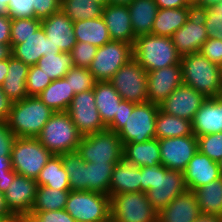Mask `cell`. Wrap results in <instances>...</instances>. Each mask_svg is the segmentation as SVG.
Masks as SVG:
<instances>
[{
	"mask_svg": "<svg viewBox=\"0 0 222 222\" xmlns=\"http://www.w3.org/2000/svg\"><path fill=\"white\" fill-rule=\"evenodd\" d=\"M15 173H7V177L0 178V192L5 193L8 186L13 182Z\"/></svg>",
	"mask_w": 222,
	"mask_h": 222,
	"instance_id": "obj_59",
	"label": "cell"
},
{
	"mask_svg": "<svg viewBox=\"0 0 222 222\" xmlns=\"http://www.w3.org/2000/svg\"><path fill=\"white\" fill-rule=\"evenodd\" d=\"M13 103L0 85V122H7Z\"/></svg>",
	"mask_w": 222,
	"mask_h": 222,
	"instance_id": "obj_54",
	"label": "cell"
},
{
	"mask_svg": "<svg viewBox=\"0 0 222 222\" xmlns=\"http://www.w3.org/2000/svg\"><path fill=\"white\" fill-rule=\"evenodd\" d=\"M97 49L98 47L90 43L77 42L70 52L74 66L89 68L96 55Z\"/></svg>",
	"mask_w": 222,
	"mask_h": 222,
	"instance_id": "obj_45",
	"label": "cell"
},
{
	"mask_svg": "<svg viewBox=\"0 0 222 222\" xmlns=\"http://www.w3.org/2000/svg\"><path fill=\"white\" fill-rule=\"evenodd\" d=\"M36 65L52 81L64 78L67 72L74 66L70 52L45 55L38 60Z\"/></svg>",
	"mask_w": 222,
	"mask_h": 222,
	"instance_id": "obj_40",
	"label": "cell"
},
{
	"mask_svg": "<svg viewBox=\"0 0 222 222\" xmlns=\"http://www.w3.org/2000/svg\"><path fill=\"white\" fill-rule=\"evenodd\" d=\"M29 67V65L16 59L13 55L8 58V73L1 86L5 94L13 102L21 101L28 96L26 80Z\"/></svg>",
	"mask_w": 222,
	"mask_h": 222,
	"instance_id": "obj_27",
	"label": "cell"
},
{
	"mask_svg": "<svg viewBox=\"0 0 222 222\" xmlns=\"http://www.w3.org/2000/svg\"><path fill=\"white\" fill-rule=\"evenodd\" d=\"M208 38L204 21L195 11L186 23L171 36L172 42L181 56L199 52Z\"/></svg>",
	"mask_w": 222,
	"mask_h": 222,
	"instance_id": "obj_18",
	"label": "cell"
},
{
	"mask_svg": "<svg viewBox=\"0 0 222 222\" xmlns=\"http://www.w3.org/2000/svg\"><path fill=\"white\" fill-rule=\"evenodd\" d=\"M33 7L34 17L43 20L61 10V0H33Z\"/></svg>",
	"mask_w": 222,
	"mask_h": 222,
	"instance_id": "obj_48",
	"label": "cell"
},
{
	"mask_svg": "<svg viewBox=\"0 0 222 222\" xmlns=\"http://www.w3.org/2000/svg\"><path fill=\"white\" fill-rule=\"evenodd\" d=\"M183 174L187 190L193 192L222 177L219 163L202 154L199 150L189 161Z\"/></svg>",
	"mask_w": 222,
	"mask_h": 222,
	"instance_id": "obj_19",
	"label": "cell"
},
{
	"mask_svg": "<svg viewBox=\"0 0 222 222\" xmlns=\"http://www.w3.org/2000/svg\"><path fill=\"white\" fill-rule=\"evenodd\" d=\"M141 192H145L151 206L159 212L176 196L187 190L182 171L169 170L162 164L141 167Z\"/></svg>",
	"mask_w": 222,
	"mask_h": 222,
	"instance_id": "obj_1",
	"label": "cell"
},
{
	"mask_svg": "<svg viewBox=\"0 0 222 222\" xmlns=\"http://www.w3.org/2000/svg\"><path fill=\"white\" fill-rule=\"evenodd\" d=\"M192 129L196 137L222 132V97L206 99L195 113Z\"/></svg>",
	"mask_w": 222,
	"mask_h": 222,
	"instance_id": "obj_24",
	"label": "cell"
},
{
	"mask_svg": "<svg viewBox=\"0 0 222 222\" xmlns=\"http://www.w3.org/2000/svg\"><path fill=\"white\" fill-rule=\"evenodd\" d=\"M195 12L202 17L208 37L222 39V18L218 13L212 8Z\"/></svg>",
	"mask_w": 222,
	"mask_h": 222,
	"instance_id": "obj_46",
	"label": "cell"
},
{
	"mask_svg": "<svg viewBox=\"0 0 222 222\" xmlns=\"http://www.w3.org/2000/svg\"><path fill=\"white\" fill-rule=\"evenodd\" d=\"M212 9H214L218 13V16L222 18V0L217 5H215Z\"/></svg>",
	"mask_w": 222,
	"mask_h": 222,
	"instance_id": "obj_66",
	"label": "cell"
},
{
	"mask_svg": "<svg viewBox=\"0 0 222 222\" xmlns=\"http://www.w3.org/2000/svg\"><path fill=\"white\" fill-rule=\"evenodd\" d=\"M195 222H222V216L201 213Z\"/></svg>",
	"mask_w": 222,
	"mask_h": 222,
	"instance_id": "obj_60",
	"label": "cell"
},
{
	"mask_svg": "<svg viewBox=\"0 0 222 222\" xmlns=\"http://www.w3.org/2000/svg\"><path fill=\"white\" fill-rule=\"evenodd\" d=\"M123 159L137 167H151L161 164L159 142L157 138L141 142H129L123 145Z\"/></svg>",
	"mask_w": 222,
	"mask_h": 222,
	"instance_id": "obj_26",
	"label": "cell"
},
{
	"mask_svg": "<svg viewBox=\"0 0 222 222\" xmlns=\"http://www.w3.org/2000/svg\"><path fill=\"white\" fill-rule=\"evenodd\" d=\"M67 113L83 136L107 129L97 110L93 89L75 94Z\"/></svg>",
	"mask_w": 222,
	"mask_h": 222,
	"instance_id": "obj_13",
	"label": "cell"
},
{
	"mask_svg": "<svg viewBox=\"0 0 222 222\" xmlns=\"http://www.w3.org/2000/svg\"><path fill=\"white\" fill-rule=\"evenodd\" d=\"M221 0H196L193 5L194 11H201L207 8H213L217 5Z\"/></svg>",
	"mask_w": 222,
	"mask_h": 222,
	"instance_id": "obj_58",
	"label": "cell"
},
{
	"mask_svg": "<svg viewBox=\"0 0 222 222\" xmlns=\"http://www.w3.org/2000/svg\"><path fill=\"white\" fill-rule=\"evenodd\" d=\"M104 5L94 0H61V10L73 21L102 16Z\"/></svg>",
	"mask_w": 222,
	"mask_h": 222,
	"instance_id": "obj_39",
	"label": "cell"
},
{
	"mask_svg": "<svg viewBox=\"0 0 222 222\" xmlns=\"http://www.w3.org/2000/svg\"><path fill=\"white\" fill-rule=\"evenodd\" d=\"M190 5H194L196 0H186Z\"/></svg>",
	"mask_w": 222,
	"mask_h": 222,
	"instance_id": "obj_68",
	"label": "cell"
},
{
	"mask_svg": "<svg viewBox=\"0 0 222 222\" xmlns=\"http://www.w3.org/2000/svg\"><path fill=\"white\" fill-rule=\"evenodd\" d=\"M54 113L37 96H27L13 103L8 128L16 137L37 138Z\"/></svg>",
	"mask_w": 222,
	"mask_h": 222,
	"instance_id": "obj_3",
	"label": "cell"
},
{
	"mask_svg": "<svg viewBox=\"0 0 222 222\" xmlns=\"http://www.w3.org/2000/svg\"><path fill=\"white\" fill-rule=\"evenodd\" d=\"M60 52V49L55 47L46 36L42 26L29 36L25 42L17 44L12 48V55L29 66L36 65L38 60L45 55Z\"/></svg>",
	"mask_w": 222,
	"mask_h": 222,
	"instance_id": "obj_21",
	"label": "cell"
},
{
	"mask_svg": "<svg viewBox=\"0 0 222 222\" xmlns=\"http://www.w3.org/2000/svg\"><path fill=\"white\" fill-rule=\"evenodd\" d=\"M158 8L173 9L182 7H193L186 0H155Z\"/></svg>",
	"mask_w": 222,
	"mask_h": 222,
	"instance_id": "obj_55",
	"label": "cell"
},
{
	"mask_svg": "<svg viewBox=\"0 0 222 222\" xmlns=\"http://www.w3.org/2000/svg\"><path fill=\"white\" fill-rule=\"evenodd\" d=\"M141 167L122 159L113 169L109 196L119 193L141 192Z\"/></svg>",
	"mask_w": 222,
	"mask_h": 222,
	"instance_id": "obj_25",
	"label": "cell"
},
{
	"mask_svg": "<svg viewBox=\"0 0 222 222\" xmlns=\"http://www.w3.org/2000/svg\"><path fill=\"white\" fill-rule=\"evenodd\" d=\"M159 105L151 102L136 104L125 125L117 132L122 145L141 143L155 138V124Z\"/></svg>",
	"mask_w": 222,
	"mask_h": 222,
	"instance_id": "obj_11",
	"label": "cell"
},
{
	"mask_svg": "<svg viewBox=\"0 0 222 222\" xmlns=\"http://www.w3.org/2000/svg\"><path fill=\"white\" fill-rule=\"evenodd\" d=\"M11 43V17L0 15V44Z\"/></svg>",
	"mask_w": 222,
	"mask_h": 222,
	"instance_id": "obj_53",
	"label": "cell"
},
{
	"mask_svg": "<svg viewBox=\"0 0 222 222\" xmlns=\"http://www.w3.org/2000/svg\"><path fill=\"white\" fill-rule=\"evenodd\" d=\"M148 101L160 105L178 86L183 84L181 64L147 72Z\"/></svg>",
	"mask_w": 222,
	"mask_h": 222,
	"instance_id": "obj_16",
	"label": "cell"
},
{
	"mask_svg": "<svg viewBox=\"0 0 222 222\" xmlns=\"http://www.w3.org/2000/svg\"><path fill=\"white\" fill-rule=\"evenodd\" d=\"M12 56L11 44H0V60L8 59Z\"/></svg>",
	"mask_w": 222,
	"mask_h": 222,
	"instance_id": "obj_61",
	"label": "cell"
},
{
	"mask_svg": "<svg viewBox=\"0 0 222 222\" xmlns=\"http://www.w3.org/2000/svg\"><path fill=\"white\" fill-rule=\"evenodd\" d=\"M194 12V7L173 9L159 8L154 19L151 34L171 37L180 29Z\"/></svg>",
	"mask_w": 222,
	"mask_h": 222,
	"instance_id": "obj_28",
	"label": "cell"
},
{
	"mask_svg": "<svg viewBox=\"0 0 222 222\" xmlns=\"http://www.w3.org/2000/svg\"><path fill=\"white\" fill-rule=\"evenodd\" d=\"M64 78L69 82V86L75 94L91 90L96 84V80L89 68L73 66Z\"/></svg>",
	"mask_w": 222,
	"mask_h": 222,
	"instance_id": "obj_42",
	"label": "cell"
},
{
	"mask_svg": "<svg viewBox=\"0 0 222 222\" xmlns=\"http://www.w3.org/2000/svg\"><path fill=\"white\" fill-rule=\"evenodd\" d=\"M39 222H76L65 210H54L32 214Z\"/></svg>",
	"mask_w": 222,
	"mask_h": 222,
	"instance_id": "obj_51",
	"label": "cell"
},
{
	"mask_svg": "<svg viewBox=\"0 0 222 222\" xmlns=\"http://www.w3.org/2000/svg\"><path fill=\"white\" fill-rule=\"evenodd\" d=\"M128 9L135 37L151 34L159 10L155 0H133Z\"/></svg>",
	"mask_w": 222,
	"mask_h": 222,
	"instance_id": "obj_29",
	"label": "cell"
},
{
	"mask_svg": "<svg viewBox=\"0 0 222 222\" xmlns=\"http://www.w3.org/2000/svg\"><path fill=\"white\" fill-rule=\"evenodd\" d=\"M8 9L11 18L34 17L33 0H9Z\"/></svg>",
	"mask_w": 222,
	"mask_h": 222,
	"instance_id": "obj_49",
	"label": "cell"
},
{
	"mask_svg": "<svg viewBox=\"0 0 222 222\" xmlns=\"http://www.w3.org/2000/svg\"><path fill=\"white\" fill-rule=\"evenodd\" d=\"M7 173H15L12 169L11 155L0 156V178L7 177Z\"/></svg>",
	"mask_w": 222,
	"mask_h": 222,
	"instance_id": "obj_56",
	"label": "cell"
},
{
	"mask_svg": "<svg viewBox=\"0 0 222 222\" xmlns=\"http://www.w3.org/2000/svg\"><path fill=\"white\" fill-rule=\"evenodd\" d=\"M94 1H97V2H99V3H101V4H103L104 6H105L106 4H108V0H94Z\"/></svg>",
	"mask_w": 222,
	"mask_h": 222,
	"instance_id": "obj_67",
	"label": "cell"
},
{
	"mask_svg": "<svg viewBox=\"0 0 222 222\" xmlns=\"http://www.w3.org/2000/svg\"><path fill=\"white\" fill-rule=\"evenodd\" d=\"M183 83L206 98L222 97V67L200 52L181 56Z\"/></svg>",
	"mask_w": 222,
	"mask_h": 222,
	"instance_id": "obj_2",
	"label": "cell"
},
{
	"mask_svg": "<svg viewBox=\"0 0 222 222\" xmlns=\"http://www.w3.org/2000/svg\"><path fill=\"white\" fill-rule=\"evenodd\" d=\"M9 0H0V15H9Z\"/></svg>",
	"mask_w": 222,
	"mask_h": 222,
	"instance_id": "obj_64",
	"label": "cell"
},
{
	"mask_svg": "<svg viewBox=\"0 0 222 222\" xmlns=\"http://www.w3.org/2000/svg\"><path fill=\"white\" fill-rule=\"evenodd\" d=\"M193 135L192 121L167 114L159 109L155 124V138L182 137Z\"/></svg>",
	"mask_w": 222,
	"mask_h": 222,
	"instance_id": "obj_33",
	"label": "cell"
},
{
	"mask_svg": "<svg viewBox=\"0 0 222 222\" xmlns=\"http://www.w3.org/2000/svg\"><path fill=\"white\" fill-rule=\"evenodd\" d=\"M197 139L198 150L219 163L222 159V132L198 136Z\"/></svg>",
	"mask_w": 222,
	"mask_h": 222,
	"instance_id": "obj_43",
	"label": "cell"
},
{
	"mask_svg": "<svg viewBox=\"0 0 222 222\" xmlns=\"http://www.w3.org/2000/svg\"><path fill=\"white\" fill-rule=\"evenodd\" d=\"M65 171L69 175L70 190L88 191L86 162L76 151L60 154Z\"/></svg>",
	"mask_w": 222,
	"mask_h": 222,
	"instance_id": "obj_38",
	"label": "cell"
},
{
	"mask_svg": "<svg viewBox=\"0 0 222 222\" xmlns=\"http://www.w3.org/2000/svg\"><path fill=\"white\" fill-rule=\"evenodd\" d=\"M133 58L147 71L158 70L170 65L180 64L181 55L171 37L153 34L135 38Z\"/></svg>",
	"mask_w": 222,
	"mask_h": 222,
	"instance_id": "obj_4",
	"label": "cell"
},
{
	"mask_svg": "<svg viewBox=\"0 0 222 222\" xmlns=\"http://www.w3.org/2000/svg\"><path fill=\"white\" fill-rule=\"evenodd\" d=\"M199 52L212 63L222 67V39L209 37Z\"/></svg>",
	"mask_w": 222,
	"mask_h": 222,
	"instance_id": "obj_47",
	"label": "cell"
},
{
	"mask_svg": "<svg viewBox=\"0 0 222 222\" xmlns=\"http://www.w3.org/2000/svg\"><path fill=\"white\" fill-rule=\"evenodd\" d=\"M83 135L67 112H55L37 137L53 155L76 151Z\"/></svg>",
	"mask_w": 222,
	"mask_h": 222,
	"instance_id": "obj_5",
	"label": "cell"
},
{
	"mask_svg": "<svg viewBox=\"0 0 222 222\" xmlns=\"http://www.w3.org/2000/svg\"><path fill=\"white\" fill-rule=\"evenodd\" d=\"M206 99L203 94L183 83L159 107L167 114L192 121L195 113L201 108Z\"/></svg>",
	"mask_w": 222,
	"mask_h": 222,
	"instance_id": "obj_15",
	"label": "cell"
},
{
	"mask_svg": "<svg viewBox=\"0 0 222 222\" xmlns=\"http://www.w3.org/2000/svg\"><path fill=\"white\" fill-rule=\"evenodd\" d=\"M161 164L169 170L184 171L198 151V139L193 134L158 139Z\"/></svg>",
	"mask_w": 222,
	"mask_h": 222,
	"instance_id": "obj_14",
	"label": "cell"
},
{
	"mask_svg": "<svg viewBox=\"0 0 222 222\" xmlns=\"http://www.w3.org/2000/svg\"><path fill=\"white\" fill-rule=\"evenodd\" d=\"M51 82L49 76H46L37 65L30 66L26 80L27 95L38 96Z\"/></svg>",
	"mask_w": 222,
	"mask_h": 222,
	"instance_id": "obj_44",
	"label": "cell"
},
{
	"mask_svg": "<svg viewBox=\"0 0 222 222\" xmlns=\"http://www.w3.org/2000/svg\"><path fill=\"white\" fill-rule=\"evenodd\" d=\"M132 58V44L111 40L98 47L89 71L96 81H109Z\"/></svg>",
	"mask_w": 222,
	"mask_h": 222,
	"instance_id": "obj_10",
	"label": "cell"
},
{
	"mask_svg": "<svg viewBox=\"0 0 222 222\" xmlns=\"http://www.w3.org/2000/svg\"><path fill=\"white\" fill-rule=\"evenodd\" d=\"M41 27V20L32 18H11V48L23 43Z\"/></svg>",
	"mask_w": 222,
	"mask_h": 222,
	"instance_id": "obj_41",
	"label": "cell"
},
{
	"mask_svg": "<svg viewBox=\"0 0 222 222\" xmlns=\"http://www.w3.org/2000/svg\"><path fill=\"white\" fill-rule=\"evenodd\" d=\"M135 105L136 103L122 100L118 105V111L114 116V120L107 126V129L117 133L125 125V121L128 115H131Z\"/></svg>",
	"mask_w": 222,
	"mask_h": 222,
	"instance_id": "obj_50",
	"label": "cell"
},
{
	"mask_svg": "<svg viewBox=\"0 0 222 222\" xmlns=\"http://www.w3.org/2000/svg\"><path fill=\"white\" fill-rule=\"evenodd\" d=\"M219 167H220V171H221V175H222V159H221V161L219 162Z\"/></svg>",
	"mask_w": 222,
	"mask_h": 222,
	"instance_id": "obj_69",
	"label": "cell"
},
{
	"mask_svg": "<svg viewBox=\"0 0 222 222\" xmlns=\"http://www.w3.org/2000/svg\"><path fill=\"white\" fill-rule=\"evenodd\" d=\"M133 0H108V4L112 5H129Z\"/></svg>",
	"mask_w": 222,
	"mask_h": 222,
	"instance_id": "obj_65",
	"label": "cell"
},
{
	"mask_svg": "<svg viewBox=\"0 0 222 222\" xmlns=\"http://www.w3.org/2000/svg\"><path fill=\"white\" fill-rule=\"evenodd\" d=\"M110 211L111 222H157L158 212L145 192L111 195Z\"/></svg>",
	"mask_w": 222,
	"mask_h": 222,
	"instance_id": "obj_9",
	"label": "cell"
},
{
	"mask_svg": "<svg viewBox=\"0 0 222 222\" xmlns=\"http://www.w3.org/2000/svg\"><path fill=\"white\" fill-rule=\"evenodd\" d=\"M123 100L136 104L147 103V71L132 58L109 80Z\"/></svg>",
	"mask_w": 222,
	"mask_h": 222,
	"instance_id": "obj_12",
	"label": "cell"
},
{
	"mask_svg": "<svg viewBox=\"0 0 222 222\" xmlns=\"http://www.w3.org/2000/svg\"><path fill=\"white\" fill-rule=\"evenodd\" d=\"M102 18L111 40L134 44L136 37L132 28L128 5L106 4L103 8Z\"/></svg>",
	"mask_w": 222,
	"mask_h": 222,
	"instance_id": "obj_22",
	"label": "cell"
},
{
	"mask_svg": "<svg viewBox=\"0 0 222 222\" xmlns=\"http://www.w3.org/2000/svg\"><path fill=\"white\" fill-rule=\"evenodd\" d=\"M75 93L65 78L52 81L37 97L54 112H67Z\"/></svg>",
	"mask_w": 222,
	"mask_h": 222,
	"instance_id": "obj_32",
	"label": "cell"
},
{
	"mask_svg": "<svg viewBox=\"0 0 222 222\" xmlns=\"http://www.w3.org/2000/svg\"><path fill=\"white\" fill-rule=\"evenodd\" d=\"M38 186L59 190H70L69 175L65 171L60 155H53L36 179Z\"/></svg>",
	"mask_w": 222,
	"mask_h": 222,
	"instance_id": "obj_34",
	"label": "cell"
},
{
	"mask_svg": "<svg viewBox=\"0 0 222 222\" xmlns=\"http://www.w3.org/2000/svg\"><path fill=\"white\" fill-rule=\"evenodd\" d=\"M115 164L86 162L88 191L109 195V186Z\"/></svg>",
	"mask_w": 222,
	"mask_h": 222,
	"instance_id": "obj_37",
	"label": "cell"
},
{
	"mask_svg": "<svg viewBox=\"0 0 222 222\" xmlns=\"http://www.w3.org/2000/svg\"><path fill=\"white\" fill-rule=\"evenodd\" d=\"M77 42L90 43L101 47L111 41L107 26L101 17L73 22Z\"/></svg>",
	"mask_w": 222,
	"mask_h": 222,
	"instance_id": "obj_31",
	"label": "cell"
},
{
	"mask_svg": "<svg viewBox=\"0 0 222 222\" xmlns=\"http://www.w3.org/2000/svg\"><path fill=\"white\" fill-rule=\"evenodd\" d=\"M93 90L97 110L103 123L108 126L114 120L123 99L109 81H96Z\"/></svg>",
	"mask_w": 222,
	"mask_h": 222,
	"instance_id": "obj_30",
	"label": "cell"
},
{
	"mask_svg": "<svg viewBox=\"0 0 222 222\" xmlns=\"http://www.w3.org/2000/svg\"><path fill=\"white\" fill-rule=\"evenodd\" d=\"M11 222H39L32 214L15 215Z\"/></svg>",
	"mask_w": 222,
	"mask_h": 222,
	"instance_id": "obj_62",
	"label": "cell"
},
{
	"mask_svg": "<svg viewBox=\"0 0 222 222\" xmlns=\"http://www.w3.org/2000/svg\"><path fill=\"white\" fill-rule=\"evenodd\" d=\"M8 71V59L0 60V85L5 81Z\"/></svg>",
	"mask_w": 222,
	"mask_h": 222,
	"instance_id": "obj_63",
	"label": "cell"
},
{
	"mask_svg": "<svg viewBox=\"0 0 222 222\" xmlns=\"http://www.w3.org/2000/svg\"><path fill=\"white\" fill-rule=\"evenodd\" d=\"M13 217L6 206L4 194L0 192V222H11Z\"/></svg>",
	"mask_w": 222,
	"mask_h": 222,
	"instance_id": "obj_57",
	"label": "cell"
},
{
	"mask_svg": "<svg viewBox=\"0 0 222 222\" xmlns=\"http://www.w3.org/2000/svg\"><path fill=\"white\" fill-rule=\"evenodd\" d=\"M200 214L195 193L186 190L158 212L157 222H195Z\"/></svg>",
	"mask_w": 222,
	"mask_h": 222,
	"instance_id": "obj_23",
	"label": "cell"
},
{
	"mask_svg": "<svg viewBox=\"0 0 222 222\" xmlns=\"http://www.w3.org/2000/svg\"><path fill=\"white\" fill-rule=\"evenodd\" d=\"M41 26L46 36L61 52H71L73 46L77 43L73 21L62 10L41 20Z\"/></svg>",
	"mask_w": 222,
	"mask_h": 222,
	"instance_id": "obj_20",
	"label": "cell"
},
{
	"mask_svg": "<svg viewBox=\"0 0 222 222\" xmlns=\"http://www.w3.org/2000/svg\"><path fill=\"white\" fill-rule=\"evenodd\" d=\"M77 152L84 162L119 163L123 159V145L118 134L111 130L84 135Z\"/></svg>",
	"mask_w": 222,
	"mask_h": 222,
	"instance_id": "obj_6",
	"label": "cell"
},
{
	"mask_svg": "<svg viewBox=\"0 0 222 222\" xmlns=\"http://www.w3.org/2000/svg\"><path fill=\"white\" fill-rule=\"evenodd\" d=\"M65 210L76 222H111L109 195L70 190Z\"/></svg>",
	"mask_w": 222,
	"mask_h": 222,
	"instance_id": "obj_8",
	"label": "cell"
},
{
	"mask_svg": "<svg viewBox=\"0 0 222 222\" xmlns=\"http://www.w3.org/2000/svg\"><path fill=\"white\" fill-rule=\"evenodd\" d=\"M70 190L38 186L30 214L65 209Z\"/></svg>",
	"mask_w": 222,
	"mask_h": 222,
	"instance_id": "obj_36",
	"label": "cell"
},
{
	"mask_svg": "<svg viewBox=\"0 0 222 222\" xmlns=\"http://www.w3.org/2000/svg\"><path fill=\"white\" fill-rule=\"evenodd\" d=\"M52 156L37 138L16 137L11 150L12 169L36 180Z\"/></svg>",
	"mask_w": 222,
	"mask_h": 222,
	"instance_id": "obj_7",
	"label": "cell"
},
{
	"mask_svg": "<svg viewBox=\"0 0 222 222\" xmlns=\"http://www.w3.org/2000/svg\"><path fill=\"white\" fill-rule=\"evenodd\" d=\"M201 213L222 216V177L194 191Z\"/></svg>",
	"mask_w": 222,
	"mask_h": 222,
	"instance_id": "obj_35",
	"label": "cell"
},
{
	"mask_svg": "<svg viewBox=\"0 0 222 222\" xmlns=\"http://www.w3.org/2000/svg\"><path fill=\"white\" fill-rule=\"evenodd\" d=\"M35 179L17 174L4 193V200L10 213L15 215L30 214L37 193Z\"/></svg>",
	"mask_w": 222,
	"mask_h": 222,
	"instance_id": "obj_17",
	"label": "cell"
},
{
	"mask_svg": "<svg viewBox=\"0 0 222 222\" xmlns=\"http://www.w3.org/2000/svg\"><path fill=\"white\" fill-rule=\"evenodd\" d=\"M16 136L8 128L7 122H0V156L11 155Z\"/></svg>",
	"mask_w": 222,
	"mask_h": 222,
	"instance_id": "obj_52",
	"label": "cell"
}]
</instances>
